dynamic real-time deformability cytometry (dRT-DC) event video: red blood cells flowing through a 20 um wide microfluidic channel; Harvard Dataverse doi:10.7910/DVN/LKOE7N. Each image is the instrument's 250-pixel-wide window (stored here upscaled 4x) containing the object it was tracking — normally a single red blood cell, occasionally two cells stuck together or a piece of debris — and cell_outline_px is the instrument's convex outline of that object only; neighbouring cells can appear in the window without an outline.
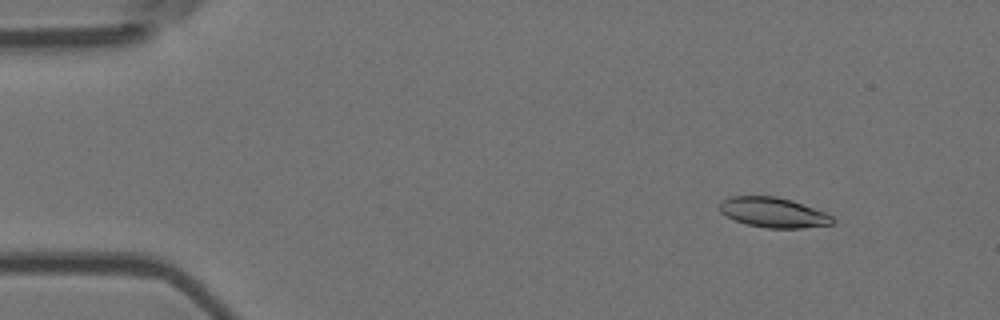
{"species": "Egyptian fruit bat (a non-hibernating species)", "species_latin": "Rousettus aegyptiacus", "temperature_condition": "room temperature", "stored_images_in_passage": 10, "camera_frame_rate_fps": 3000, "um_per_image_px": 0.085, "animal": {"sex": "female"}, "frame": {"image": 1, "passage_image": 2, "time_ms": 0.333, "image_size_px": [1000, 320], "cell_outline_px": [[836, 220], [832, 224], [800, 228], [768, 228], [748, 224], [736, 220], [720, 212], [716, 208], [716, 204], [728, 196], [776, 196], [792, 200], [824, 212], [832, 216]], "centroid_in_image_um": [65.68, 18.04], "position_along_channel_um": 19.3, "area_um2": 19.83}}
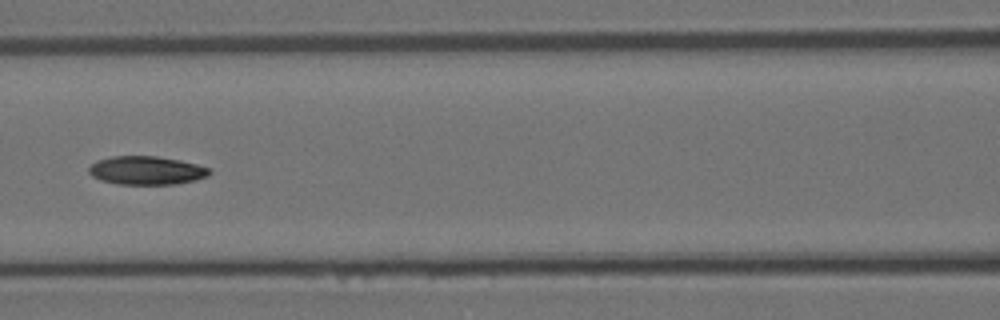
{"frame": {"image": 2, "passage_image": 7, "time_ms": 2.0, "image_size_px": [1000, 320], "cell_outline_px": [[212, 172], [208, 176], [196, 180], [176, 184], [116, 184], [100, 180], [92, 176], [88, 172], [88, 168], [96, 160], [112, 156], [156, 156], [180, 160], [212, 168]], "centroid_in_image_um": [12.46, 14.49], "position_along_channel_um": 154.1, "area_um2": 20.23}}
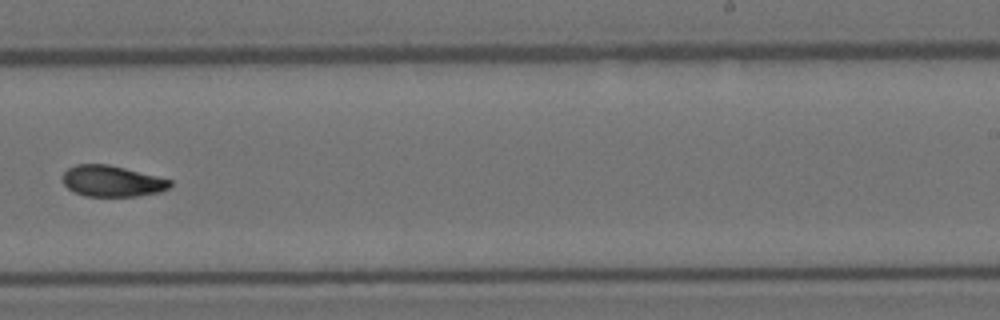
{"frame": {"image": 3, "passage_image": 10, "time_ms": 3.0, "image_size_px": [1000, 320], "cell_outline_px": [[172, 184], [168, 188], [160, 192], [136, 196], [84, 196], [68, 188], [64, 184], [64, 172], [68, 168], [76, 164], [108, 164], [172, 180]], "centroid_in_image_um": [9.53, 15.39], "position_along_channel_um": 279.5, "area_um2": 19.25}}